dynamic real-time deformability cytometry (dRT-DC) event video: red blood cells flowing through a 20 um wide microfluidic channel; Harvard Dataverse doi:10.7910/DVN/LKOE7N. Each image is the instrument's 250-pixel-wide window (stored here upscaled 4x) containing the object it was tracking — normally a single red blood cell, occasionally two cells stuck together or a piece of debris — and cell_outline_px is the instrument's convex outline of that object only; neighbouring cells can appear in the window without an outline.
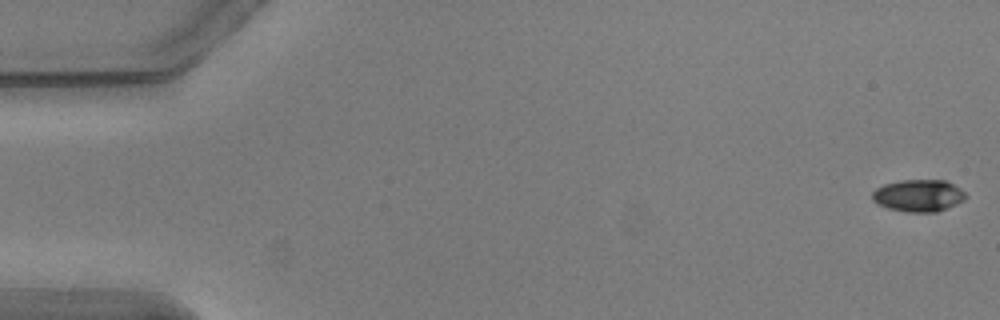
{"species": "common noctule bat (a hibernating species)", "species_latin": "Nyctalus noctula", "temperature_condition": "warm", "stored_images_in_passage": 56, "camera_frame_rate_fps": 3000, "um_per_image_px": 0.085, "animal": {"sex": "male", "body_mass_g": 20.5, "forearm_length_mm": 52.5}, "frame": {"image": 1, "passage_image": 1, "time_ms": 0.0, "image_size_px": [1000, 320], "cell_outline_px": [[968, 196], [964, 200], [956, 204], [936, 212], [908, 212], [888, 208], [876, 204], [872, 200], [872, 192], [876, 188], [884, 184], [900, 180], [944, 180], [960, 188]], "centroid_in_image_um": [78.05, 16.62], "position_along_channel_um": 6.9, "area_um2": 17.51}}
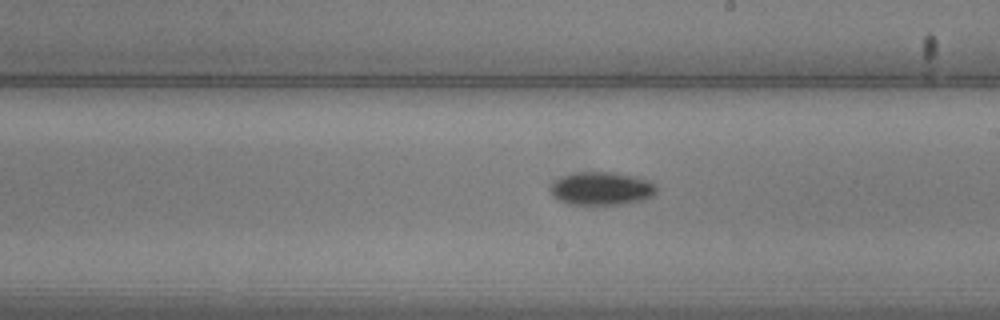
{"frame": {"image": 2, "passage_image": 32, "time_ms": 10.333, "image_size_px": [1000, 320], "cell_outline_px": [[656, 192], [652, 196], [644, 200], [624, 204], [596, 208], [568, 204], [552, 196], [548, 188], [556, 180], [564, 176], [576, 172], [612, 172], [636, 176], [648, 180], [656, 184]], "centroid_in_image_um": [51.13, 16.08], "position_along_channel_um": 237.9, "area_um2": 21.39}}
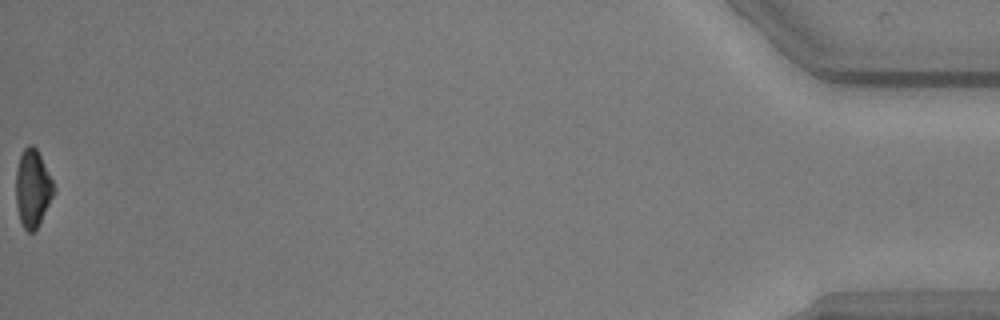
{"frame": {"image": 3, "passage_image": 56, "time_ms": 18.333, "image_size_px": [1000, 320], "cell_outline_px": [[56, 192], [36, 228], [32, 232], [28, 232], [24, 228], [20, 220], [16, 204], [16, 168], [20, 156], [24, 148], [28, 144], [32, 144], [36, 148], [56, 188]], "centroid_in_image_um": [2.78, 15.99], "position_along_channel_um": 432.4, "area_um2": 16.99}, "authors_computed_cell_mechanics": {"area_um2": 18.5249, "velocity_mm_per_s": 3.6858, "shape_relaxation_time_tau1_ms": 3.2233, "shape_relaxation_time_tau2_ms": null, "deformation_change_tau1": 0.1245, "deformation_change_tau2": null}}